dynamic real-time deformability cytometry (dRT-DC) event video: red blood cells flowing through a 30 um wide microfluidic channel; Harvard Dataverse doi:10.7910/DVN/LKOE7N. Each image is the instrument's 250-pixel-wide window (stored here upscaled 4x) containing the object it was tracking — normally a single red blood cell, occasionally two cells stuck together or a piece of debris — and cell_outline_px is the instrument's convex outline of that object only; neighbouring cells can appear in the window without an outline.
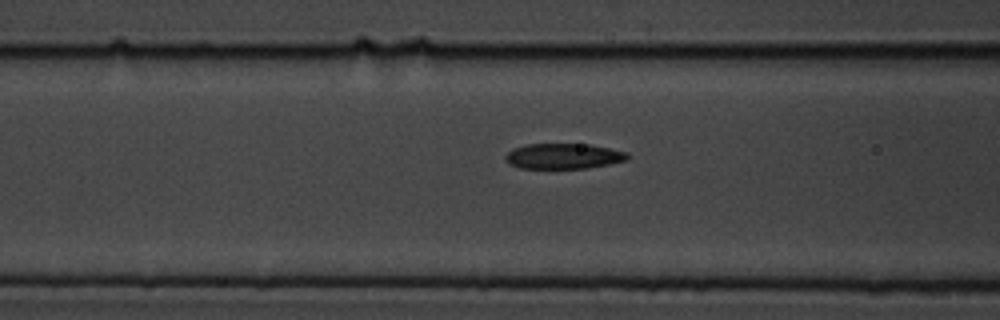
{"species": "common noctule bat (a hibernating species)", "species_latin": "Nyctalus noctula", "temperature_condition": "cold", "stored_images_in_passage": 14, "camera_frame_rate_fps": 3000, "um_per_image_px": 0.085, "animal": {"sex": "male", "body_mass_g": 19.5, "forearm_length_mm": 54.6}, "frame": {"image": 1, "passage_image": 4, "time_ms": 1.0, "image_size_px": [1000, 320], "cell_outline_px": [[628, 160], [612, 164], [588, 168], [520, 168], [508, 164], [504, 160], [504, 156], [512, 148], [524, 144], [588, 144], [628, 152]], "centroid_in_image_um": [47.87, 13.27], "position_along_channel_um": 118.7, "area_um2": 18.32}}
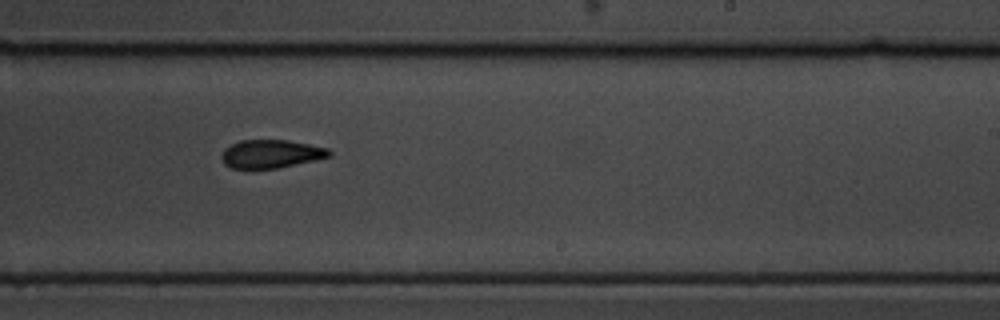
{"frame": {"image": 2, "passage_image": 8, "time_ms": 2.333, "image_size_px": [1000, 320], "cell_outline_px": [[332, 156], [276, 168], [232, 168], [224, 164], [220, 160], [220, 156], [224, 148], [240, 140], [288, 140], [328, 148], [332, 152]], "centroid_in_image_um": [23.0, 13.07], "position_along_channel_um": 266.0, "area_um2": 17.69}}
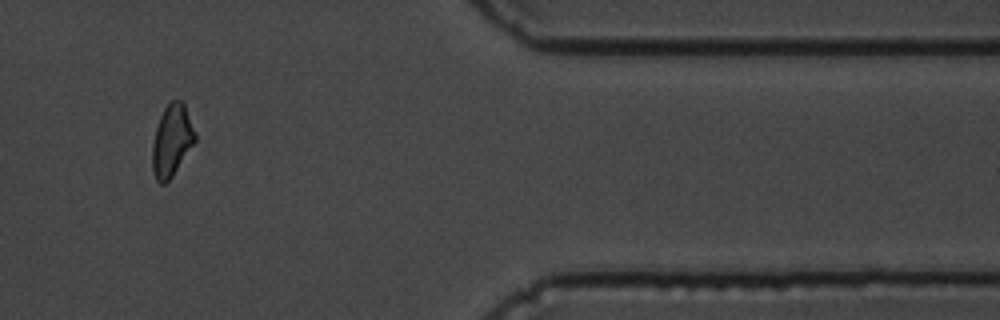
{"frame": {"image": 3, "passage_image": 12, "time_ms": 3.667, "image_size_px": [1000, 320], "cell_outline_px": [[196, 140], [172, 176], [164, 184], [160, 184], [156, 180], [152, 172], [152, 144], [156, 128], [160, 116], [164, 108], [172, 100], [180, 100], [184, 104], [196, 136]], "centroid_in_image_um": [14.57, 11.97], "position_along_channel_um": 396.8, "area_um2": 17.63}}